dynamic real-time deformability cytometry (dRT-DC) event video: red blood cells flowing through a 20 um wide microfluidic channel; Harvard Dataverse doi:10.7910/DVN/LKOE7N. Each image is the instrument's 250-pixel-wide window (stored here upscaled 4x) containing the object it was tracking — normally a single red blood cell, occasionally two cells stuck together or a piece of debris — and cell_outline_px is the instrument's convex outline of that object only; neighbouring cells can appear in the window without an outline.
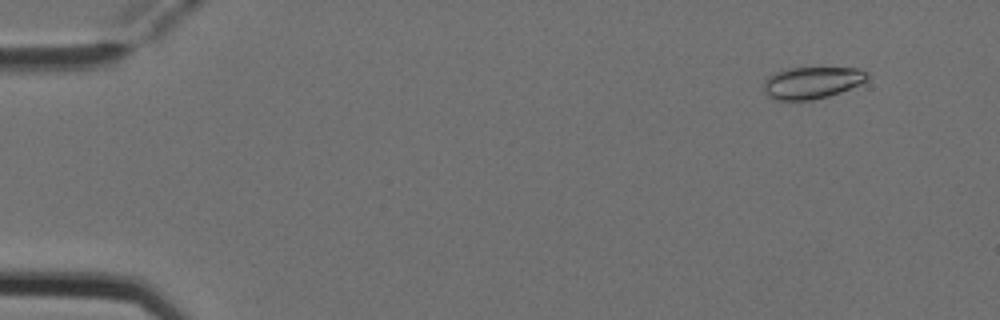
{"species": "Egyptian fruit bat (a non-hibernating species)", "species_latin": "Rousettus aegyptiacus", "temperature_condition": "cold", "stored_images_in_passage": 4, "camera_frame_rate_fps": 3000, "um_per_image_px": 0.085, "animal": {"sex": "female"}, "frame": {"image": 1, "passage_image": 1, "time_ms": 0.0, "image_size_px": [1000, 320], "cell_outline_px": [[868, 80], [860, 84], [840, 92], [828, 96], [812, 100], [776, 100], [768, 96], [764, 92], [764, 80], [772, 72], [788, 68], [856, 68], [868, 72]], "centroid_in_image_um": [68.99, 7.02], "position_along_channel_um": 16.0, "area_um2": 19.36}}